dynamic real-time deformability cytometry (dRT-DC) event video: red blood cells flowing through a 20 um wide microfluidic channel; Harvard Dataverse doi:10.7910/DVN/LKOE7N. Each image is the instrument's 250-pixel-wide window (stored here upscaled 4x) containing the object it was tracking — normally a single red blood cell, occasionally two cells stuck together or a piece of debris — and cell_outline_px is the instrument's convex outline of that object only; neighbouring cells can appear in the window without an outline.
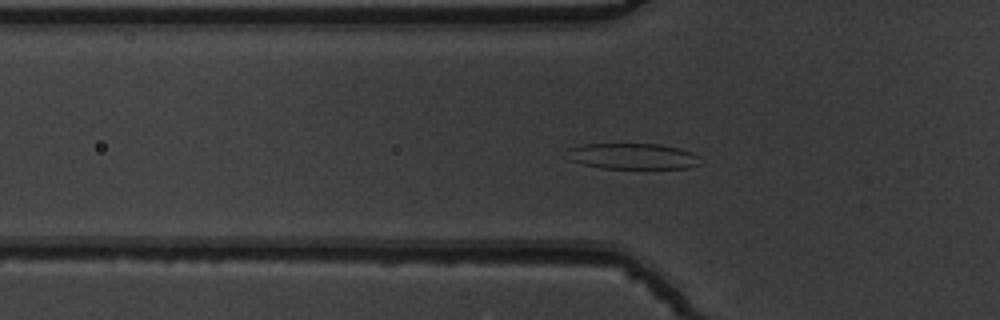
{"species": "common noctule bat (a hibernating species)", "species_latin": "Nyctalus noctula", "temperature_condition": "warm", "stored_images_in_passage": 45, "camera_frame_rate_fps": 3000, "um_per_image_px": 0.085, "animal": {"sex": "male", "body_mass_g": 19.5, "forearm_length_mm": 54.6}, "frame": {"image": 1, "passage_image": 9, "time_ms": 2.667, "image_size_px": [1000, 320], "cell_outline_px": [[704, 164], [688, 168], [604, 168], [584, 164], [572, 160], [568, 148], [584, 144], [660, 144], [692, 152]], "centroid_in_image_um": [53.85, 13.28], "position_along_channel_um": 71.9, "area_um2": 19.77}}
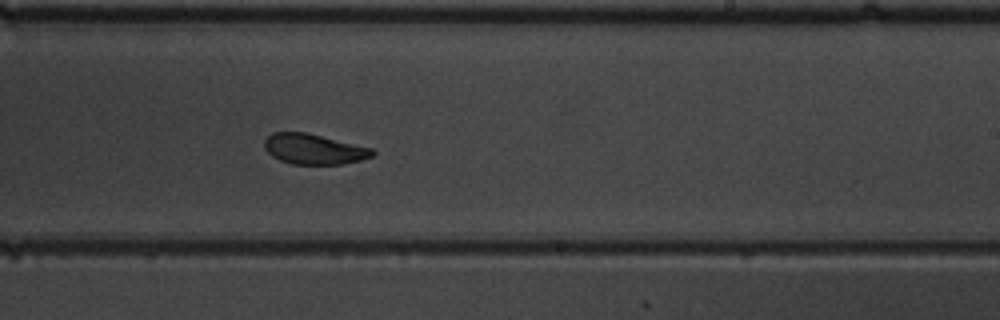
{"frame": {"image": 2, "passage_image": 24, "time_ms": 7.667, "image_size_px": [1000, 320], "cell_outline_px": [[376, 152], [372, 156], [360, 160], [340, 164], [292, 164], [280, 160], [272, 156], [264, 148], [264, 140], [272, 132], [304, 132], [372, 148]], "centroid_in_image_um": [26.65, 12.67], "position_along_channel_um": 262.4, "area_um2": 18.9}}
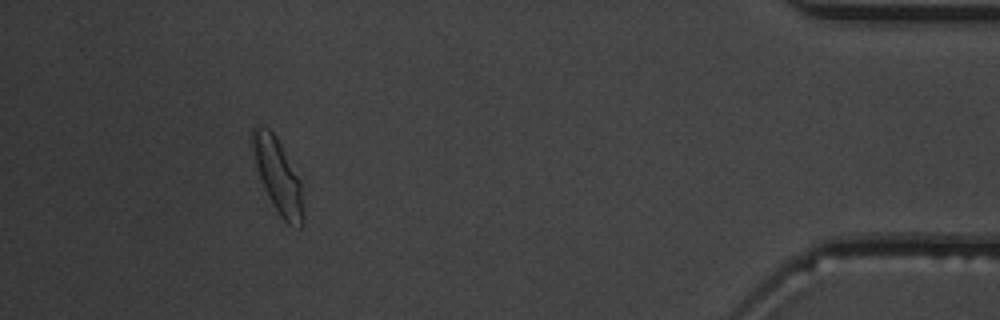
{"frame": {"image": 3, "passage_image": 40, "time_ms": 13.0, "image_size_px": [1000, 320], "cell_outline_px": [[304, 224], [300, 228], [288, 224], [280, 216], [272, 204], [264, 188], [248, 140], [252, 128], [256, 124], [268, 128], [276, 136], [300, 180], [304, 208]], "centroid_in_image_um": [23.6, 14.93], "position_along_channel_um": 411.6, "area_um2": 22.2}, "authors_computed_cell_mechanics": {"area_um2": 20.5768, "velocity_mm_per_s": 3.8123, "shape_relaxation_time_tau1_ms": 7.4845, "shape_relaxation_time_tau2_ms": 1.8833, "deformation_change_tau1": 0.1764, "deformation_change_tau2": 0.0674}}